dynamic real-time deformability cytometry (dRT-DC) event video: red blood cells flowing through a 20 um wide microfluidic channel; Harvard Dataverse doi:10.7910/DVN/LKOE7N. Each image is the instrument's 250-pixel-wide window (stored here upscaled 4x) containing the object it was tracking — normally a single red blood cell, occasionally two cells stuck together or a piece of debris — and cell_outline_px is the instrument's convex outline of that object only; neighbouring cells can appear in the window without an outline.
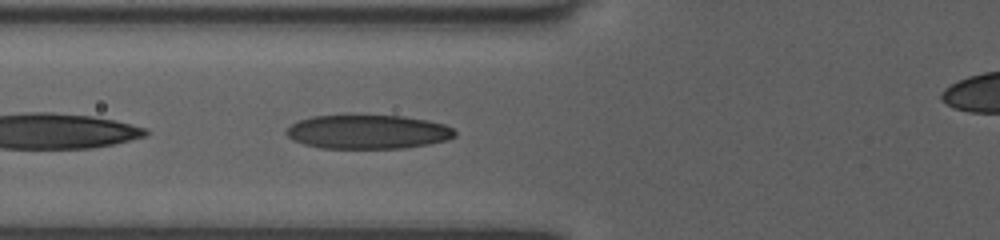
{"species": "human", "species_latin": "Homo sapiens", "temperature_condition": "room temperature", "stored_images_in_passage": 31, "camera_frame_rate_fps": 3000, "um_per_image_px": 0.085, "donor": {"sex": "female"}, "frame": {"image": 1, "passage_image": 3, "time_ms": 0.667, "image_size_px": [1000, 240], "cell_outline_px": [[456, 136], [448, 140], [428, 144], [404, 148], [320, 148], [304, 144], [292, 140], [284, 132], [296, 120], [312, 116], [404, 116], [428, 120], [444, 124], [452, 128], [456, 132]], "centroid_in_image_um": [31.27, 11.21], "position_along_channel_um": 94.5, "area_um2": 33.41}}
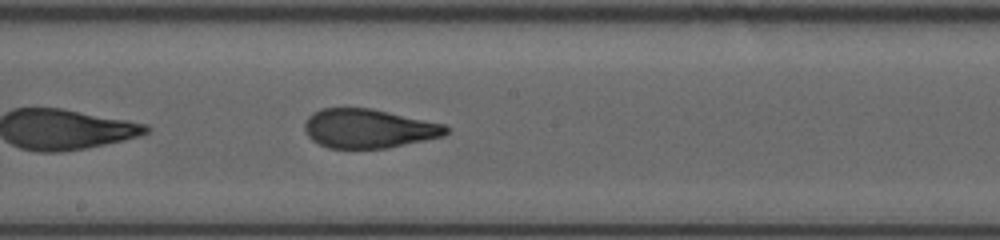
{"frame": {"image": 2, "passage_image": 12, "time_ms": 3.667, "image_size_px": [1000, 240], "cell_outline_px": [[448, 132], [444, 136], [388, 148], [328, 148], [312, 140], [308, 136], [304, 128], [304, 124], [308, 116], [320, 108], [372, 108], [444, 124], [448, 128]], "centroid_in_image_um": [31.32, 10.92], "position_along_channel_um": 216.9, "area_um2": 32.19}}
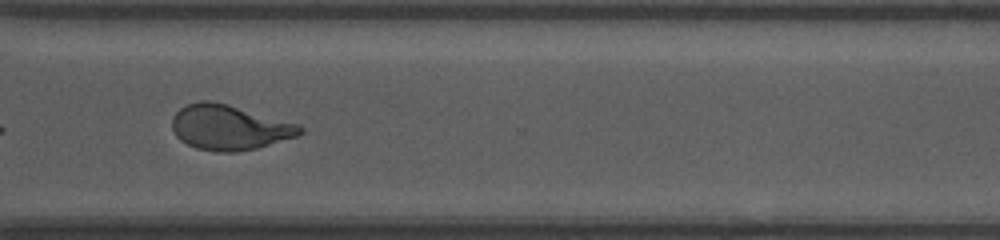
{"frame": {"image": 3, "passage_image": 22, "time_ms": 7.0, "image_size_px": [1000, 240], "cell_outline_px": [[304, 132], [296, 136], [256, 148], [236, 152], [216, 152], [196, 148], [180, 140], [176, 136], [172, 128], [172, 116], [180, 108], [188, 104], [200, 100], [208, 100], [228, 104], [300, 124], [304, 128]], "centroid_in_image_um": [19.48, 10.82], "position_along_channel_um": 351.1, "area_um2": 33.64}}